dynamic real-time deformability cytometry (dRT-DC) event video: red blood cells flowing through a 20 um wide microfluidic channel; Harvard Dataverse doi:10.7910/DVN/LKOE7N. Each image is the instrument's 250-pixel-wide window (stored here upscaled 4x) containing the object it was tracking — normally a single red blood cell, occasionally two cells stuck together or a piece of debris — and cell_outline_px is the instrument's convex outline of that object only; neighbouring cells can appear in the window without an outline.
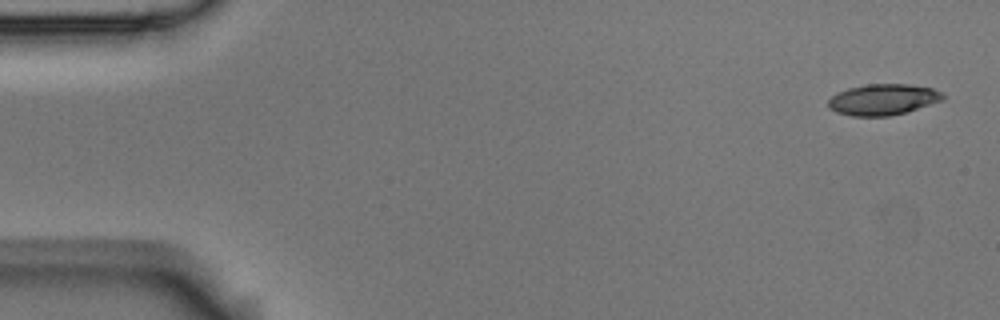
{"species": "Egyptian fruit bat (a non-hibernating species)", "species_latin": "Rousettus aegyptiacus", "temperature_condition": "room temperature", "stored_images_in_passage": 4, "camera_frame_rate_fps": 3000, "um_per_image_px": 0.085, "animal": {"sex": "male"}, "frame": {"image": 1, "passage_image": 1, "time_ms": 0.0, "image_size_px": [1000, 320], "cell_outline_px": [[944, 100], [892, 116], [852, 116], [836, 112], [828, 108], [828, 100], [836, 92], [848, 88], [868, 84], [908, 84], [932, 88], [944, 92]], "centroid_in_image_um": [75.05, 8.46], "position_along_channel_um": 9.9, "area_um2": 20.87}}
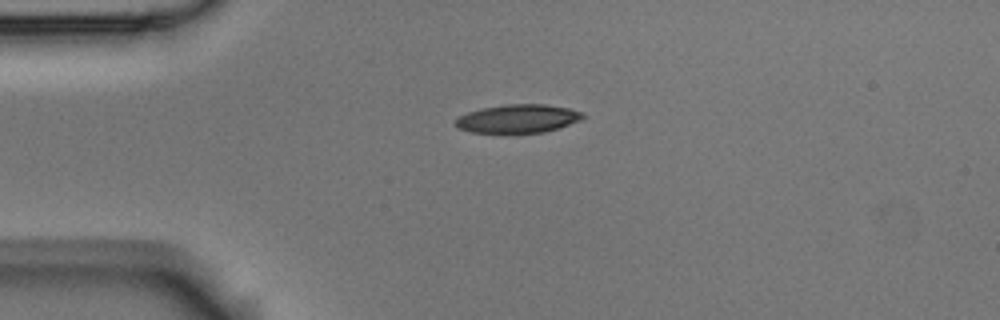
{"frame": {"image": 2, "passage_image": 4, "time_ms": 1.0, "image_size_px": [1000, 320], "cell_outline_px": [[584, 116], [580, 120], [544, 132], [504, 136], [472, 132], [456, 128], [452, 124], [460, 116], [468, 112], [480, 108], [504, 104], [544, 104], [568, 108], [584, 112]], "centroid_in_image_um": [43.94, 10.13], "position_along_channel_um": 41.1, "area_um2": 21.96}}